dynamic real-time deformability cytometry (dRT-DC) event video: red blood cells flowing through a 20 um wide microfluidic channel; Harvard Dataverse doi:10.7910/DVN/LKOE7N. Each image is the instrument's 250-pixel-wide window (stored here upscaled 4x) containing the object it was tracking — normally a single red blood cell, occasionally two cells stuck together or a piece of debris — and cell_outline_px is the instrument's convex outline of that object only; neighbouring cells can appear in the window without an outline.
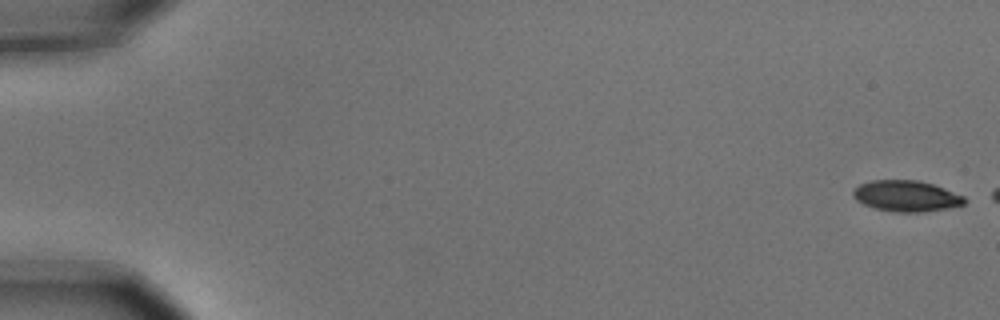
{"species": "common noctule bat (a hibernating species)", "species_latin": "Nyctalus noctula", "temperature_condition": "cold", "stored_images_in_passage": 3, "camera_frame_rate_fps": 3000, "um_per_image_px": 0.085, "animal": {"sex": "male", "body_mass_g": 15.6}, "frame": {"image": 1, "passage_image": 1, "time_ms": 0.0, "image_size_px": [1000, 320], "cell_outline_px": [[968, 200], [964, 204], [948, 208], [924, 212], [896, 212], [876, 208], [864, 204], [856, 200], [852, 196], [852, 188], [860, 184], [872, 180], [920, 180], [944, 188], [964, 196]], "centroid_in_image_um": [77.03, 16.65], "position_along_channel_um": 8.0, "area_um2": 20.23}}